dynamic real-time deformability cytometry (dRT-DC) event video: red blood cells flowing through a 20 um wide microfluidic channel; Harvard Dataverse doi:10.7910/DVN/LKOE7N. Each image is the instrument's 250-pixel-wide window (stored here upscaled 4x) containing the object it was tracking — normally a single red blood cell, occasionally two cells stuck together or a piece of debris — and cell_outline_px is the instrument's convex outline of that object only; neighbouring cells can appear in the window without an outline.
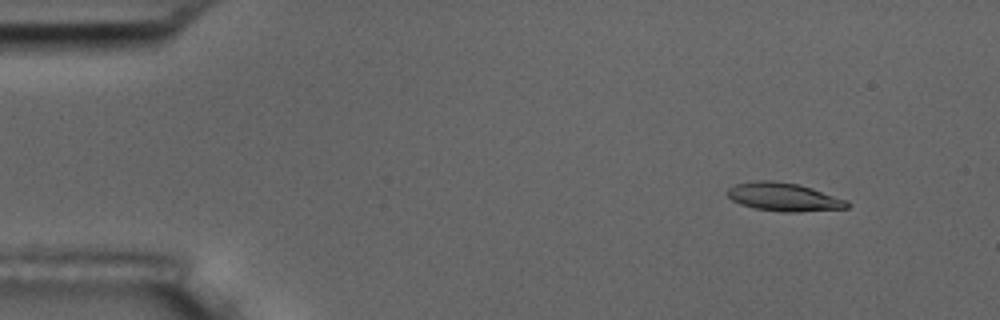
{"species": "common noctule bat (a hibernating species)", "species_latin": "Nyctalus noctula", "temperature_condition": "room temperature", "stored_images_in_passage": 54, "camera_frame_rate_fps": 3000, "um_per_image_px": 0.085, "animal": {"sex": "male", "body_mass_g": 17.5, "forearm_length_mm": 52.3}, "frame": {"image": 1, "passage_image": 4, "time_ms": 1.0, "image_size_px": [1000, 320], "cell_outline_px": [[852, 204], [848, 208], [800, 212], [784, 212], [756, 208], [740, 204], [732, 200], [724, 192], [728, 188], [736, 184], [756, 180], [772, 180], [796, 184], [812, 188], [848, 200]], "centroid_in_image_um": [66.64, 16.74], "position_along_channel_um": 18.4, "area_um2": 19.88}}
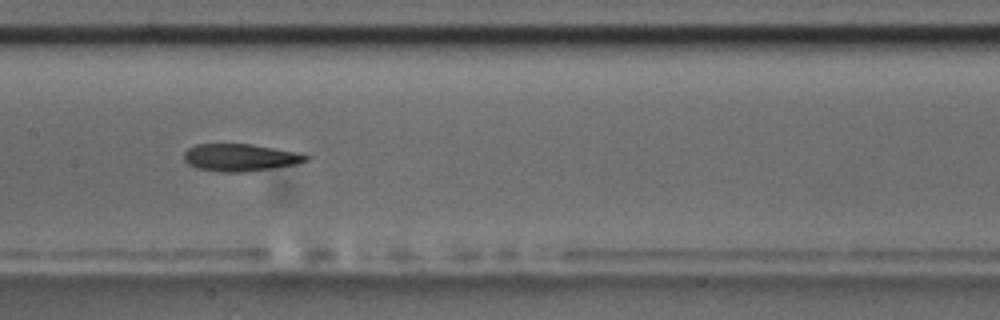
{"frame": {"image": 2, "passage_image": 26, "time_ms": 8.333, "image_size_px": [1000, 320], "cell_outline_px": [[312, 156], [308, 160], [296, 164], [240, 172], [220, 172], [196, 168], [188, 164], [184, 160], [184, 152], [188, 148], [196, 144], [252, 144], [300, 152]], "centroid_in_image_um": [20.42, 13.37], "position_along_channel_um": 187.0, "area_um2": 19.48}}
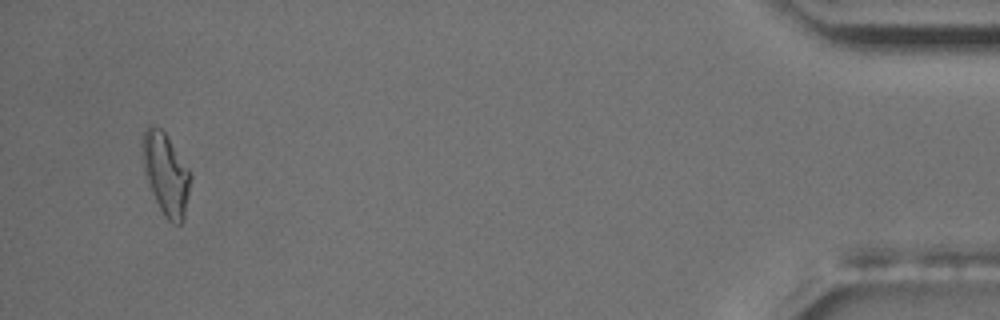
{"frame": {"image": 3, "passage_image": 52, "time_ms": 17.0, "image_size_px": [1000, 320], "cell_outline_px": [[192, 176], [184, 220], [180, 224], [176, 224], [168, 220], [164, 216], [152, 192], [144, 172], [140, 152], [140, 144], [144, 132], [148, 124], [152, 124], [160, 128], [164, 132], [188, 168]], "centroid_in_image_um": [14.07, 14.76], "position_along_channel_um": 421.1, "area_um2": 23.06}, "authors_computed_cell_mechanics": {"area_um2": 19.8832, "velocity_mm_per_s": 3.5895, "shape_relaxation_time_tau1_ms": 6.6534, "shape_relaxation_time_tau2_ms": 5.5279, "deformation_change_tau1": 0.2138, "deformation_change_tau2": 0.1224}}